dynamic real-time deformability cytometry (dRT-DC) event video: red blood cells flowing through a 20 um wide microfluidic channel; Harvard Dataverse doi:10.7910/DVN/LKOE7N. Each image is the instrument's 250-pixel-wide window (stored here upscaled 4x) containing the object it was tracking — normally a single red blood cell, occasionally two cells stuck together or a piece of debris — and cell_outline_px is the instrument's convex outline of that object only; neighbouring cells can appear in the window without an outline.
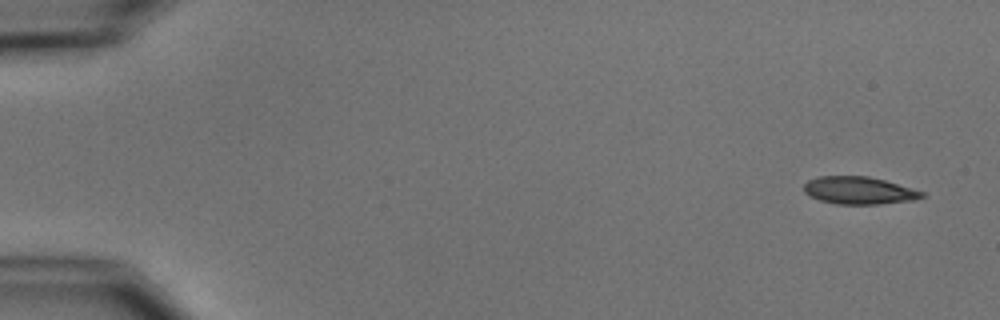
{"species": "common noctule bat (a hibernating species)", "species_latin": "Nyctalus noctula", "temperature_condition": "cold", "stored_images_in_passage": 5, "camera_frame_rate_fps": 3000, "um_per_image_px": 0.085, "animal": {"sex": "male", "body_mass_g": 15.6}, "frame": {"image": 1, "passage_image": 1, "time_ms": 0.0, "image_size_px": [1000, 320], "cell_outline_px": [[924, 196], [912, 200], [880, 204], [836, 204], [820, 200], [804, 192], [804, 184], [808, 180], [820, 176], [868, 176], [884, 180], [924, 192]], "centroid_in_image_um": [72.99, 16.19], "position_along_channel_um": 12.0, "area_um2": 18.67}}
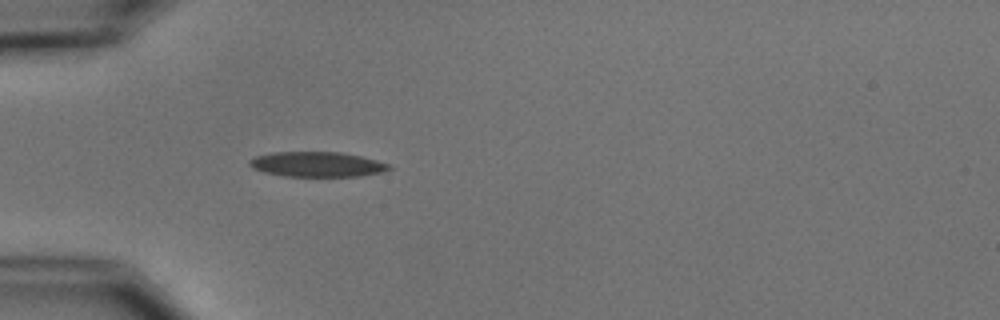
{"frame": {"image": 2, "passage_image": 5, "time_ms": 4.667, "image_size_px": [1000, 320], "cell_outline_px": [[392, 168], [380, 172], [360, 176], [284, 176], [264, 172], [252, 168], [248, 164], [248, 160], [256, 156], [272, 152], [340, 152], [360, 156], [376, 160], [388, 164]], "centroid_in_image_um": [26.9, 13.96], "position_along_channel_um": 58.1, "area_um2": 20.23}}